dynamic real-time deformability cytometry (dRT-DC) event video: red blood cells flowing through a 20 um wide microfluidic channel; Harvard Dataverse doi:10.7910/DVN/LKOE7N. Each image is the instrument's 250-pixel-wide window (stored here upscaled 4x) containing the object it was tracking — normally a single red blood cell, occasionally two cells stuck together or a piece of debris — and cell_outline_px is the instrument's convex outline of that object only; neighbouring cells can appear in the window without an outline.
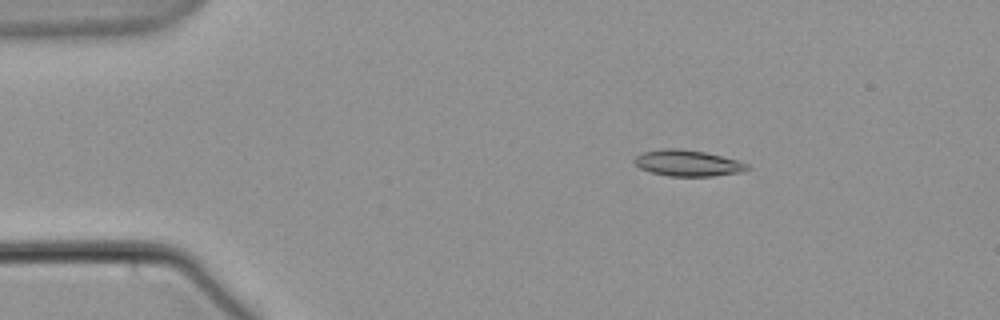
{"species": "common noctule bat (a hibernating species)", "species_latin": "Nyctalus noctula", "temperature_condition": "warm", "stored_images_in_passage": 5, "camera_frame_rate_fps": 3000, "um_per_image_px": 0.085, "animal": {"sex": "male", "body_mass_g": 21.5, "forearm_length_mm": 52.0}, "frame": {"image": 1, "passage_image": 3, "time_ms": 2.333, "image_size_px": [1000, 320], "cell_outline_px": [[748, 168], [740, 172], [712, 176], [668, 176], [652, 172], [640, 168], [632, 160], [640, 152], [664, 148], [680, 148], [704, 152], [736, 160], [748, 164]], "centroid_in_image_um": [58.39, 13.85], "position_along_channel_um": 26.6, "area_um2": 17.05}}